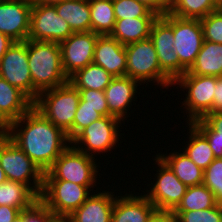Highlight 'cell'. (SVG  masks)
I'll list each match as a JSON object with an SVG mask.
<instances>
[{
  "label": "cell",
  "instance_id": "obj_35",
  "mask_svg": "<svg viewBox=\"0 0 222 222\" xmlns=\"http://www.w3.org/2000/svg\"><path fill=\"white\" fill-rule=\"evenodd\" d=\"M102 117L103 115L91 106H78L73 126L66 132L69 140L72 141L83 129Z\"/></svg>",
  "mask_w": 222,
  "mask_h": 222
},
{
  "label": "cell",
  "instance_id": "obj_6",
  "mask_svg": "<svg viewBox=\"0 0 222 222\" xmlns=\"http://www.w3.org/2000/svg\"><path fill=\"white\" fill-rule=\"evenodd\" d=\"M94 159L69 146L44 173L43 180H65L93 188L99 172Z\"/></svg>",
  "mask_w": 222,
  "mask_h": 222
},
{
  "label": "cell",
  "instance_id": "obj_25",
  "mask_svg": "<svg viewBox=\"0 0 222 222\" xmlns=\"http://www.w3.org/2000/svg\"><path fill=\"white\" fill-rule=\"evenodd\" d=\"M157 18H132L116 20L115 27L110 36L122 45L150 38L153 22Z\"/></svg>",
  "mask_w": 222,
  "mask_h": 222
},
{
  "label": "cell",
  "instance_id": "obj_37",
  "mask_svg": "<svg viewBox=\"0 0 222 222\" xmlns=\"http://www.w3.org/2000/svg\"><path fill=\"white\" fill-rule=\"evenodd\" d=\"M80 93V101L78 106H91L95 108L103 116H110L104 91L86 89L78 90Z\"/></svg>",
  "mask_w": 222,
  "mask_h": 222
},
{
  "label": "cell",
  "instance_id": "obj_44",
  "mask_svg": "<svg viewBox=\"0 0 222 222\" xmlns=\"http://www.w3.org/2000/svg\"><path fill=\"white\" fill-rule=\"evenodd\" d=\"M148 222H178L173 212L156 211Z\"/></svg>",
  "mask_w": 222,
  "mask_h": 222
},
{
  "label": "cell",
  "instance_id": "obj_15",
  "mask_svg": "<svg viewBox=\"0 0 222 222\" xmlns=\"http://www.w3.org/2000/svg\"><path fill=\"white\" fill-rule=\"evenodd\" d=\"M99 36L92 31L73 33L60 43L62 67L68 78L77 70L93 63L95 44Z\"/></svg>",
  "mask_w": 222,
  "mask_h": 222
},
{
  "label": "cell",
  "instance_id": "obj_16",
  "mask_svg": "<svg viewBox=\"0 0 222 222\" xmlns=\"http://www.w3.org/2000/svg\"><path fill=\"white\" fill-rule=\"evenodd\" d=\"M32 4L29 0L0 2V32L14 42L28 40Z\"/></svg>",
  "mask_w": 222,
  "mask_h": 222
},
{
  "label": "cell",
  "instance_id": "obj_47",
  "mask_svg": "<svg viewBox=\"0 0 222 222\" xmlns=\"http://www.w3.org/2000/svg\"><path fill=\"white\" fill-rule=\"evenodd\" d=\"M8 125L0 118V136L7 134Z\"/></svg>",
  "mask_w": 222,
  "mask_h": 222
},
{
  "label": "cell",
  "instance_id": "obj_28",
  "mask_svg": "<svg viewBox=\"0 0 222 222\" xmlns=\"http://www.w3.org/2000/svg\"><path fill=\"white\" fill-rule=\"evenodd\" d=\"M190 129L189 141L182 152L202 170H205L215 159L213 151L209 146L207 138L192 124L188 123Z\"/></svg>",
  "mask_w": 222,
  "mask_h": 222
},
{
  "label": "cell",
  "instance_id": "obj_43",
  "mask_svg": "<svg viewBox=\"0 0 222 222\" xmlns=\"http://www.w3.org/2000/svg\"><path fill=\"white\" fill-rule=\"evenodd\" d=\"M21 213L17 208L12 206H0V222H12L13 219Z\"/></svg>",
  "mask_w": 222,
  "mask_h": 222
},
{
  "label": "cell",
  "instance_id": "obj_39",
  "mask_svg": "<svg viewBox=\"0 0 222 222\" xmlns=\"http://www.w3.org/2000/svg\"><path fill=\"white\" fill-rule=\"evenodd\" d=\"M192 124L207 138L215 158H222V137H215V131L202 119H197Z\"/></svg>",
  "mask_w": 222,
  "mask_h": 222
},
{
  "label": "cell",
  "instance_id": "obj_23",
  "mask_svg": "<svg viewBox=\"0 0 222 222\" xmlns=\"http://www.w3.org/2000/svg\"><path fill=\"white\" fill-rule=\"evenodd\" d=\"M56 7L58 16L64 19L74 33L91 31V13L86 0H65Z\"/></svg>",
  "mask_w": 222,
  "mask_h": 222
},
{
  "label": "cell",
  "instance_id": "obj_10",
  "mask_svg": "<svg viewBox=\"0 0 222 222\" xmlns=\"http://www.w3.org/2000/svg\"><path fill=\"white\" fill-rule=\"evenodd\" d=\"M154 160L159 167L157 169L158 173L155 174L157 176L155 180L157 181L154 184L151 182L152 189L147 190L145 196L157 211L173 212L181 203L187 186L177 178L170 167L158 155Z\"/></svg>",
  "mask_w": 222,
  "mask_h": 222
},
{
  "label": "cell",
  "instance_id": "obj_21",
  "mask_svg": "<svg viewBox=\"0 0 222 222\" xmlns=\"http://www.w3.org/2000/svg\"><path fill=\"white\" fill-rule=\"evenodd\" d=\"M33 103L19 88L0 77V118L7 125L24 115Z\"/></svg>",
  "mask_w": 222,
  "mask_h": 222
},
{
  "label": "cell",
  "instance_id": "obj_17",
  "mask_svg": "<svg viewBox=\"0 0 222 222\" xmlns=\"http://www.w3.org/2000/svg\"><path fill=\"white\" fill-rule=\"evenodd\" d=\"M93 63L104 68L113 77L126 76L125 46L110 35L99 36L95 44Z\"/></svg>",
  "mask_w": 222,
  "mask_h": 222
},
{
  "label": "cell",
  "instance_id": "obj_31",
  "mask_svg": "<svg viewBox=\"0 0 222 222\" xmlns=\"http://www.w3.org/2000/svg\"><path fill=\"white\" fill-rule=\"evenodd\" d=\"M213 192L204 184L187 187L181 203L174 211L206 210L216 205Z\"/></svg>",
  "mask_w": 222,
  "mask_h": 222
},
{
  "label": "cell",
  "instance_id": "obj_36",
  "mask_svg": "<svg viewBox=\"0 0 222 222\" xmlns=\"http://www.w3.org/2000/svg\"><path fill=\"white\" fill-rule=\"evenodd\" d=\"M204 40L222 44V10H216L200 19Z\"/></svg>",
  "mask_w": 222,
  "mask_h": 222
},
{
  "label": "cell",
  "instance_id": "obj_18",
  "mask_svg": "<svg viewBox=\"0 0 222 222\" xmlns=\"http://www.w3.org/2000/svg\"><path fill=\"white\" fill-rule=\"evenodd\" d=\"M140 83L130 77H114L105 88L104 94L110 116L119 120L126 118L130 104L135 101L133 98L137 93V86ZM126 115V116H125Z\"/></svg>",
  "mask_w": 222,
  "mask_h": 222
},
{
  "label": "cell",
  "instance_id": "obj_48",
  "mask_svg": "<svg viewBox=\"0 0 222 222\" xmlns=\"http://www.w3.org/2000/svg\"><path fill=\"white\" fill-rule=\"evenodd\" d=\"M50 222H69L67 217L55 216Z\"/></svg>",
  "mask_w": 222,
  "mask_h": 222
},
{
  "label": "cell",
  "instance_id": "obj_14",
  "mask_svg": "<svg viewBox=\"0 0 222 222\" xmlns=\"http://www.w3.org/2000/svg\"><path fill=\"white\" fill-rule=\"evenodd\" d=\"M0 77L19 88L32 100V78L28 64L27 40L14 42L1 58Z\"/></svg>",
  "mask_w": 222,
  "mask_h": 222
},
{
  "label": "cell",
  "instance_id": "obj_27",
  "mask_svg": "<svg viewBox=\"0 0 222 222\" xmlns=\"http://www.w3.org/2000/svg\"><path fill=\"white\" fill-rule=\"evenodd\" d=\"M113 78L104 68L91 63L71 75L69 82L78 90L104 91Z\"/></svg>",
  "mask_w": 222,
  "mask_h": 222
},
{
  "label": "cell",
  "instance_id": "obj_8",
  "mask_svg": "<svg viewBox=\"0 0 222 222\" xmlns=\"http://www.w3.org/2000/svg\"><path fill=\"white\" fill-rule=\"evenodd\" d=\"M216 82L217 77L215 76L183 74L173 83L179 85L180 88L187 89L186 99L182 102L189 114L187 123H192L206 114L212 113Z\"/></svg>",
  "mask_w": 222,
  "mask_h": 222
},
{
  "label": "cell",
  "instance_id": "obj_46",
  "mask_svg": "<svg viewBox=\"0 0 222 222\" xmlns=\"http://www.w3.org/2000/svg\"><path fill=\"white\" fill-rule=\"evenodd\" d=\"M31 4L56 5L65 0H29Z\"/></svg>",
  "mask_w": 222,
  "mask_h": 222
},
{
  "label": "cell",
  "instance_id": "obj_30",
  "mask_svg": "<svg viewBox=\"0 0 222 222\" xmlns=\"http://www.w3.org/2000/svg\"><path fill=\"white\" fill-rule=\"evenodd\" d=\"M216 10V0H171L168 13L181 18L202 19Z\"/></svg>",
  "mask_w": 222,
  "mask_h": 222
},
{
  "label": "cell",
  "instance_id": "obj_49",
  "mask_svg": "<svg viewBox=\"0 0 222 222\" xmlns=\"http://www.w3.org/2000/svg\"><path fill=\"white\" fill-rule=\"evenodd\" d=\"M12 222H26L25 216L22 213H19Z\"/></svg>",
  "mask_w": 222,
  "mask_h": 222
},
{
  "label": "cell",
  "instance_id": "obj_41",
  "mask_svg": "<svg viewBox=\"0 0 222 222\" xmlns=\"http://www.w3.org/2000/svg\"><path fill=\"white\" fill-rule=\"evenodd\" d=\"M201 119L215 131V137H222V112L208 113Z\"/></svg>",
  "mask_w": 222,
  "mask_h": 222
},
{
  "label": "cell",
  "instance_id": "obj_3",
  "mask_svg": "<svg viewBox=\"0 0 222 222\" xmlns=\"http://www.w3.org/2000/svg\"><path fill=\"white\" fill-rule=\"evenodd\" d=\"M80 93L70 82L39 93L33 106L51 123L67 132L72 126Z\"/></svg>",
  "mask_w": 222,
  "mask_h": 222
},
{
  "label": "cell",
  "instance_id": "obj_11",
  "mask_svg": "<svg viewBox=\"0 0 222 222\" xmlns=\"http://www.w3.org/2000/svg\"><path fill=\"white\" fill-rule=\"evenodd\" d=\"M174 51L180 61V76L194 64L204 43L200 19L181 18L173 15Z\"/></svg>",
  "mask_w": 222,
  "mask_h": 222
},
{
  "label": "cell",
  "instance_id": "obj_50",
  "mask_svg": "<svg viewBox=\"0 0 222 222\" xmlns=\"http://www.w3.org/2000/svg\"><path fill=\"white\" fill-rule=\"evenodd\" d=\"M7 180L5 172L3 171L1 165H0V184L4 183Z\"/></svg>",
  "mask_w": 222,
  "mask_h": 222
},
{
  "label": "cell",
  "instance_id": "obj_9",
  "mask_svg": "<svg viewBox=\"0 0 222 222\" xmlns=\"http://www.w3.org/2000/svg\"><path fill=\"white\" fill-rule=\"evenodd\" d=\"M119 125H121V120L116 117L103 116L83 129L71 141V145L74 144L72 146L78 151L94 158L96 152L99 154L100 152H110V149L116 146L119 136H121L118 130Z\"/></svg>",
  "mask_w": 222,
  "mask_h": 222
},
{
  "label": "cell",
  "instance_id": "obj_26",
  "mask_svg": "<svg viewBox=\"0 0 222 222\" xmlns=\"http://www.w3.org/2000/svg\"><path fill=\"white\" fill-rule=\"evenodd\" d=\"M37 200L39 197L23 183L6 180L0 184V206H12L22 212Z\"/></svg>",
  "mask_w": 222,
  "mask_h": 222
},
{
  "label": "cell",
  "instance_id": "obj_4",
  "mask_svg": "<svg viewBox=\"0 0 222 222\" xmlns=\"http://www.w3.org/2000/svg\"><path fill=\"white\" fill-rule=\"evenodd\" d=\"M0 165L7 180L27 185L40 197L44 173L7 135L0 136Z\"/></svg>",
  "mask_w": 222,
  "mask_h": 222
},
{
  "label": "cell",
  "instance_id": "obj_34",
  "mask_svg": "<svg viewBox=\"0 0 222 222\" xmlns=\"http://www.w3.org/2000/svg\"><path fill=\"white\" fill-rule=\"evenodd\" d=\"M178 222H222V207L216 204L206 210L173 211Z\"/></svg>",
  "mask_w": 222,
  "mask_h": 222
},
{
  "label": "cell",
  "instance_id": "obj_13",
  "mask_svg": "<svg viewBox=\"0 0 222 222\" xmlns=\"http://www.w3.org/2000/svg\"><path fill=\"white\" fill-rule=\"evenodd\" d=\"M150 39L154 43L161 70L175 82L180 77V61L174 51L172 14L157 17L151 27Z\"/></svg>",
  "mask_w": 222,
  "mask_h": 222
},
{
  "label": "cell",
  "instance_id": "obj_5",
  "mask_svg": "<svg viewBox=\"0 0 222 222\" xmlns=\"http://www.w3.org/2000/svg\"><path fill=\"white\" fill-rule=\"evenodd\" d=\"M127 54L126 76L146 85L153 81L163 88L173 81L161 70L153 41L148 38L125 45Z\"/></svg>",
  "mask_w": 222,
  "mask_h": 222
},
{
  "label": "cell",
  "instance_id": "obj_51",
  "mask_svg": "<svg viewBox=\"0 0 222 222\" xmlns=\"http://www.w3.org/2000/svg\"><path fill=\"white\" fill-rule=\"evenodd\" d=\"M218 10H222V0H216Z\"/></svg>",
  "mask_w": 222,
  "mask_h": 222
},
{
  "label": "cell",
  "instance_id": "obj_40",
  "mask_svg": "<svg viewBox=\"0 0 222 222\" xmlns=\"http://www.w3.org/2000/svg\"><path fill=\"white\" fill-rule=\"evenodd\" d=\"M158 16L166 15L169 12L171 0H136Z\"/></svg>",
  "mask_w": 222,
  "mask_h": 222
},
{
  "label": "cell",
  "instance_id": "obj_33",
  "mask_svg": "<svg viewBox=\"0 0 222 222\" xmlns=\"http://www.w3.org/2000/svg\"><path fill=\"white\" fill-rule=\"evenodd\" d=\"M203 184L213 192L216 203L222 207V158H215L204 170Z\"/></svg>",
  "mask_w": 222,
  "mask_h": 222
},
{
  "label": "cell",
  "instance_id": "obj_45",
  "mask_svg": "<svg viewBox=\"0 0 222 222\" xmlns=\"http://www.w3.org/2000/svg\"><path fill=\"white\" fill-rule=\"evenodd\" d=\"M14 43L8 36L0 32V61L8 48Z\"/></svg>",
  "mask_w": 222,
  "mask_h": 222
},
{
  "label": "cell",
  "instance_id": "obj_24",
  "mask_svg": "<svg viewBox=\"0 0 222 222\" xmlns=\"http://www.w3.org/2000/svg\"><path fill=\"white\" fill-rule=\"evenodd\" d=\"M185 74L215 77L222 75V44L204 40L194 64Z\"/></svg>",
  "mask_w": 222,
  "mask_h": 222
},
{
  "label": "cell",
  "instance_id": "obj_7",
  "mask_svg": "<svg viewBox=\"0 0 222 222\" xmlns=\"http://www.w3.org/2000/svg\"><path fill=\"white\" fill-rule=\"evenodd\" d=\"M90 191L87 186L65 180H43L39 200L54 216L67 217L87 200Z\"/></svg>",
  "mask_w": 222,
  "mask_h": 222
},
{
  "label": "cell",
  "instance_id": "obj_2",
  "mask_svg": "<svg viewBox=\"0 0 222 222\" xmlns=\"http://www.w3.org/2000/svg\"><path fill=\"white\" fill-rule=\"evenodd\" d=\"M29 70L32 78V101L39 93L69 82L62 67L59 43L27 40Z\"/></svg>",
  "mask_w": 222,
  "mask_h": 222
},
{
  "label": "cell",
  "instance_id": "obj_20",
  "mask_svg": "<svg viewBox=\"0 0 222 222\" xmlns=\"http://www.w3.org/2000/svg\"><path fill=\"white\" fill-rule=\"evenodd\" d=\"M115 195L109 191L91 194L87 200L69 216V222H111Z\"/></svg>",
  "mask_w": 222,
  "mask_h": 222
},
{
  "label": "cell",
  "instance_id": "obj_22",
  "mask_svg": "<svg viewBox=\"0 0 222 222\" xmlns=\"http://www.w3.org/2000/svg\"><path fill=\"white\" fill-rule=\"evenodd\" d=\"M166 155V156H165ZM158 156L170 167L177 178L187 187L203 184L204 170L199 168L185 152H171Z\"/></svg>",
  "mask_w": 222,
  "mask_h": 222
},
{
  "label": "cell",
  "instance_id": "obj_12",
  "mask_svg": "<svg viewBox=\"0 0 222 222\" xmlns=\"http://www.w3.org/2000/svg\"><path fill=\"white\" fill-rule=\"evenodd\" d=\"M73 33L54 5L32 4L28 39L60 44Z\"/></svg>",
  "mask_w": 222,
  "mask_h": 222
},
{
  "label": "cell",
  "instance_id": "obj_1",
  "mask_svg": "<svg viewBox=\"0 0 222 222\" xmlns=\"http://www.w3.org/2000/svg\"><path fill=\"white\" fill-rule=\"evenodd\" d=\"M6 135L43 173L71 145L67 133L47 120L34 106L8 125Z\"/></svg>",
  "mask_w": 222,
  "mask_h": 222
},
{
  "label": "cell",
  "instance_id": "obj_42",
  "mask_svg": "<svg viewBox=\"0 0 222 222\" xmlns=\"http://www.w3.org/2000/svg\"><path fill=\"white\" fill-rule=\"evenodd\" d=\"M216 112H222V75L217 77L213 98L212 113Z\"/></svg>",
  "mask_w": 222,
  "mask_h": 222
},
{
  "label": "cell",
  "instance_id": "obj_32",
  "mask_svg": "<svg viewBox=\"0 0 222 222\" xmlns=\"http://www.w3.org/2000/svg\"><path fill=\"white\" fill-rule=\"evenodd\" d=\"M112 3L116 20L158 17L149 8L136 0H112Z\"/></svg>",
  "mask_w": 222,
  "mask_h": 222
},
{
  "label": "cell",
  "instance_id": "obj_38",
  "mask_svg": "<svg viewBox=\"0 0 222 222\" xmlns=\"http://www.w3.org/2000/svg\"><path fill=\"white\" fill-rule=\"evenodd\" d=\"M21 213L25 216L26 222H50L55 217L40 200Z\"/></svg>",
  "mask_w": 222,
  "mask_h": 222
},
{
  "label": "cell",
  "instance_id": "obj_19",
  "mask_svg": "<svg viewBox=\"0 0 222 222\" xmlns=\"http://www.w3.org/2000/svg\"><path fill=\"white\" fill-rule=\"evenodd\" d=\"M156 211L144 194L137 196L132 192L126 193L125 196H116L111 222H148Z\"/></svg>",
  "mask_w": 222,
  "mask_h": 222
},
{
  "label": "cell",
  "instance_id": "obj_29",
  "mask_svg": "<svg viewBox=\"0 0 222 222\" xmlns=\"http://www.w3.org/2000/svg\"><path fill=\"white\" fill-rule=\"evenodd\" d=\"M91 31L100 36L110 35L115 27L116 17L112 0L89 2Z\"/></svg>",
  "mask_w": 222,
  "mask_h": 222
}]
</instances>
